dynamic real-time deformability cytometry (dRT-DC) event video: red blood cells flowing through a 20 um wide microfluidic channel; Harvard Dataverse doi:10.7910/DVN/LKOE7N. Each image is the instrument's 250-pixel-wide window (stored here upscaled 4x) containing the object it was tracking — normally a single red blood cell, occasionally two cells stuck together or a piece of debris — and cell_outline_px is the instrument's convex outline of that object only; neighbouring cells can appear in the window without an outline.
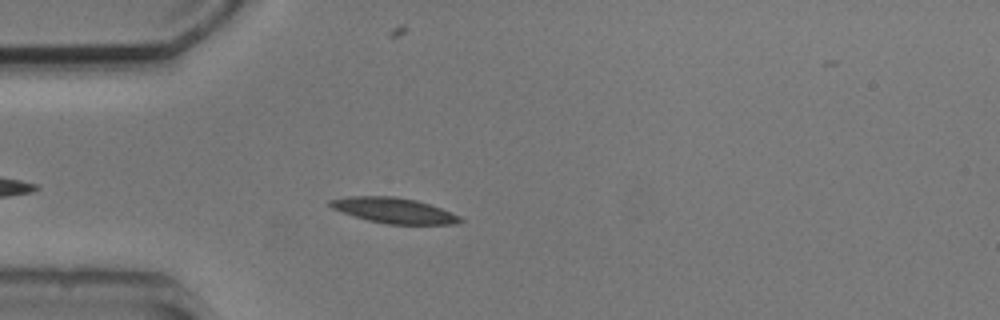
{"species": "common noctule bat (a hibernating species)", "species_latin": "Nyctalus noctula", "temperature_condition": "cold", "stored_images_in_passage": 4, "camera_frame_rate_fps": 3000, "um_per_image_px": 0.085, "animal": {"sex": "male", "body_mass_g": 20.5, "forearm_length_mm": 52.5}, "frame": {"image": 1, "passage_image": 4, "time_ms": 3.333, "image_size_px": [1000, 320], "cell_outline_px": [[464, 220], [456, 224], [388, 224], [368, 220], [332, 208], [328, 204], [328, 200], [348, 196], [396, 196], [416, 200], [440, 208], [460, 216]], "centroid_in_image_um": [33.48, 17.88], "position_along_channel_um": 51.5, "area_um2": 19.07}}